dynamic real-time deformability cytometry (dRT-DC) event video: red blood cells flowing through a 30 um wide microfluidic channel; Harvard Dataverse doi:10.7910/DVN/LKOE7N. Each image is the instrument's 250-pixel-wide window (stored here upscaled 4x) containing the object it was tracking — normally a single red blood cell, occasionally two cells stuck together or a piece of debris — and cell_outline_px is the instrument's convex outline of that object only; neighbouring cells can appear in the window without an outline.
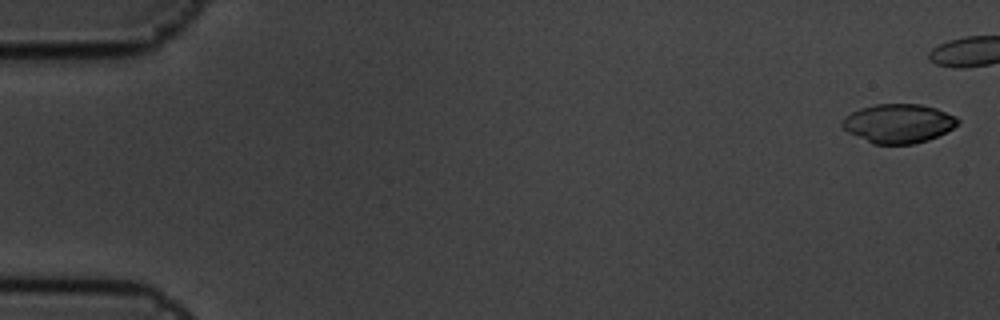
{"species": "common noctule bat (a hibernating species)", "species_latin": "Nyctalus noctula", "temperature_condition": "cold", "stored_images_in_passage": 8, "camera_frame_rate_fps": 3000, "um_per_image_px": 0.085, "animal": {"sex": "male", "body_mass_g": 19.5, "forearm_length_mm": 54.6}, "frame": {"image": 1, "passage_image": 1, "time_ms": 0.0, "image_size_px": [1000, 320], "cell_outline_px": [[960, 124], [928, 140], [912, 144], [872, 144], [848, 132], [840, 124], [844, 116], [860, 108], [876, 104], [920, 104], [936, 108], [956, 116], [960, 120]], "centroid_in_image_um": [76.36, 10.49], "position_along_channel_um": 8.6, "area_um2": 26.3}}
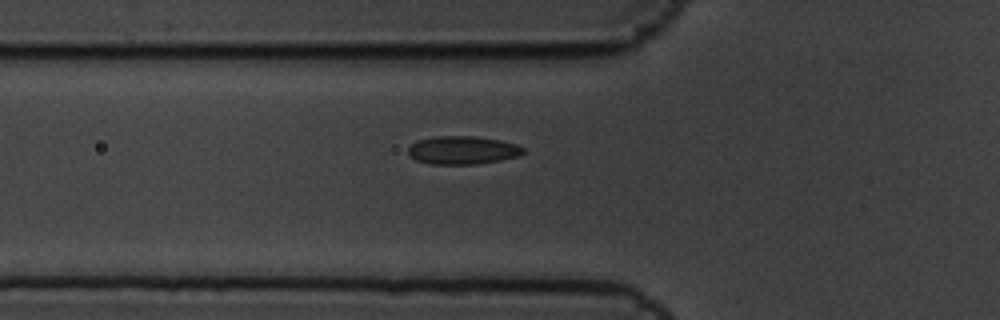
{"frame": {"image": 2, "passage_image": 8, "time_ms": 2.333, "image_size_px": [1000, 320], "cell_outline_px": [[524, 152], [520, 156], [500, 160], [476, 164], [432, 164], [416, 160], [408, 156], [408, 148], [412, 144], [420, 140], [436, 136], [472, 136], [500, 140], [516, 144], [524, 148]], "centroid_in_image_um": [39.33, 12.77], "position_along_channel_um": 86.5, "area_um2": 18.84}}